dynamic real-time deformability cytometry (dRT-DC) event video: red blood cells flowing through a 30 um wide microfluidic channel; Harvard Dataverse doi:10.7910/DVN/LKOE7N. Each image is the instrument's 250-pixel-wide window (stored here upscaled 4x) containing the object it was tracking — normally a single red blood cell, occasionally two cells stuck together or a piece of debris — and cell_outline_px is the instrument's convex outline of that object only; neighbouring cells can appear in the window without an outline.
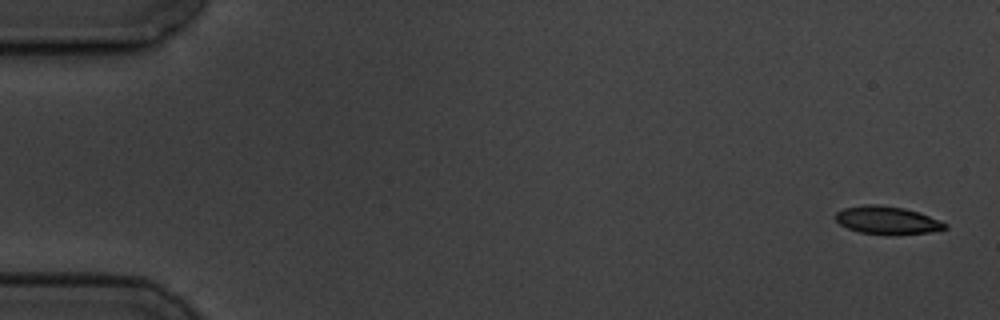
{"species": "common noctule bat (a hibernating species)", "species_latin": "Nyctalus noctula", "temperature_condition": "cold", "stored_images_in_passage": 16, "camera_frame_rate_fps": 3000, "um_per_image_px": 0.085, "animal": {"sex": "male", "body_mass_g": 19.5, "forearm_length_mm": 54.6}, "frame": {"image": 1, "passage_image": 1, "time_ms": 0.0, "image_size_px": [1000, 320], "cell_outline_px": [[948, 228], [932, 232], [860, 232], [848, 228], [840, 224], [836, 220], [836, 212], [844, 208], [864, 204], [880, 204], [904, 208], [940, 220], [948, 224]], "centroid_in_image_um": [75.39, 18.67], "position_along_channel_um": 9.6, "area_um2": 16.99}}
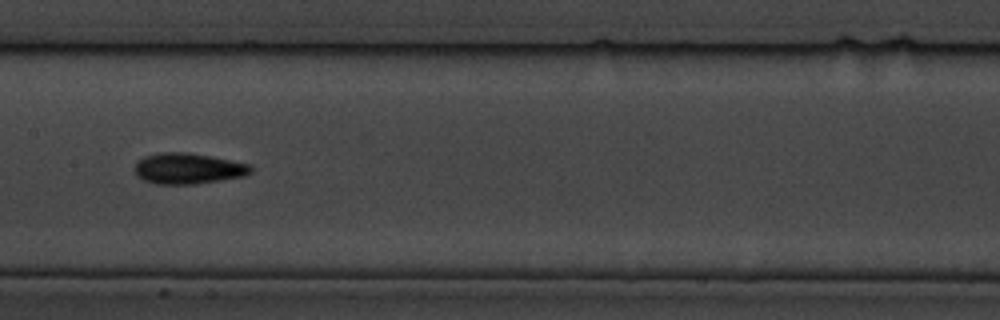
{"frame": {"image": 2, "passage_image": 8, "time_ms": 9.0, "image_size_px": [1000, 320], "cell_outline_px": [[252, 172], [244, 176], [196, 184], [156, 184], [144, 180], [132, 168], [144, 156], [160, 152], [188, 152], [252, 164]], "centroid_in_image_um": [16.01, 14.32], "position_along_channel_um": 191.4, "area_um2": 20.87}}
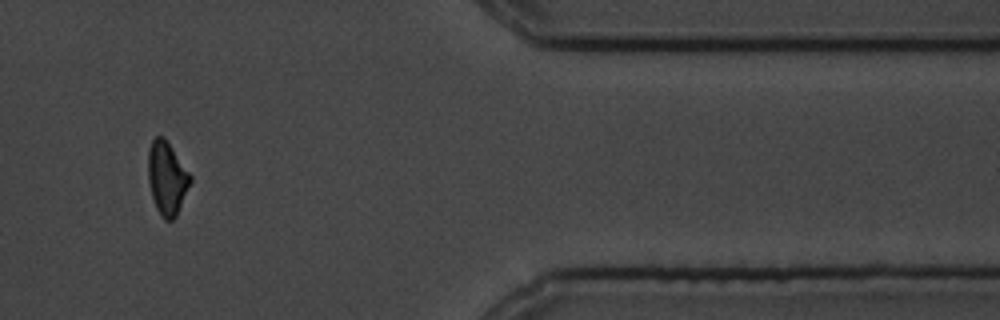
{"frame": {"image": 3, "passage_image": 13, "time_ms": 15.667, "image_size_px": [1000, 320], "cell_outline_px": [[192, 180], [176, 216], [172, 220], [164, 220], [160, 216], [156, 208], [152, 196], [148, 180], [148, 148], [152, 140], [156, 136], [164, 136], [192, 176]], "centroid_in_image_um": [14.18, 15.13], "position_along_channel_um": 397.2, "area_um2": 18.03}, "authors_computed_cell_mechanics": {"area_um2": 18.3226, "velocity_mm_per_s": 3.5444, "shape_relaxation_time_tau1_ms": 3.1919, "shape_relaxation_time_tau2_ms": 8.3164, "deformation_change_tau1": 0.1279, "deformation_change_tau2": 0.1272}}